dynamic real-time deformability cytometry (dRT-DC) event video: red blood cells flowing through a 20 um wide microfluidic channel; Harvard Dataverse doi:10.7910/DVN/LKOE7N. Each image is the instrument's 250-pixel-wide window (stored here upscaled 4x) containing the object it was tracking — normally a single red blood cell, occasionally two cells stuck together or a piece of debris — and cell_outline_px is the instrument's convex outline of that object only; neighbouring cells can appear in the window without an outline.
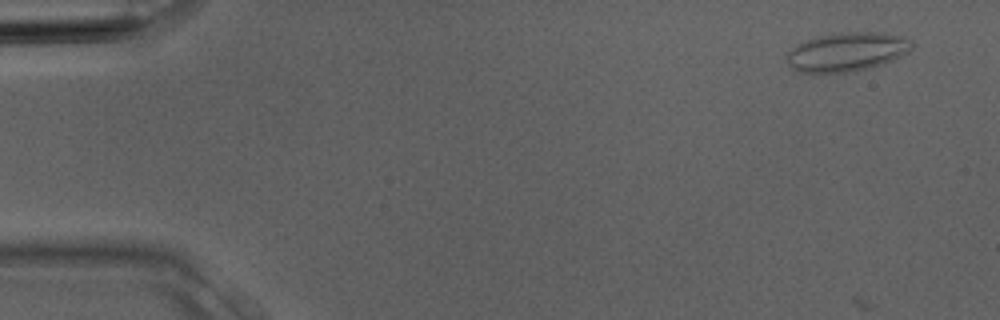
{"species": "Egyptian fruit bat (a non-hibernating species)", "species_latin": "Rousettus aegyptiacus", "temperature_condition": "room temperature", "stored_images_in_passage": 4, "camera_frame_rate_fps": 3000, "um_per_image_px": 0.085, "animal": {"sex": "male"}, "frame": {"image": 1, "passage_image": 1, "time_ms": 0.0, "image_size_px": [1000, 320], "cell_outline_px": [[912, 48], [908, 52], [892, 60], [872, 68], [844, 72], [796, 72], [788, 64], [788, 52], [796, 44], [820, 36], [836, 32], [884, 32], [900, 36], [912, 40]], "centroid_in_image_um": [72.01, 4.4], "position_along_channel_um": 13.0, "area_um2": 28.26}}
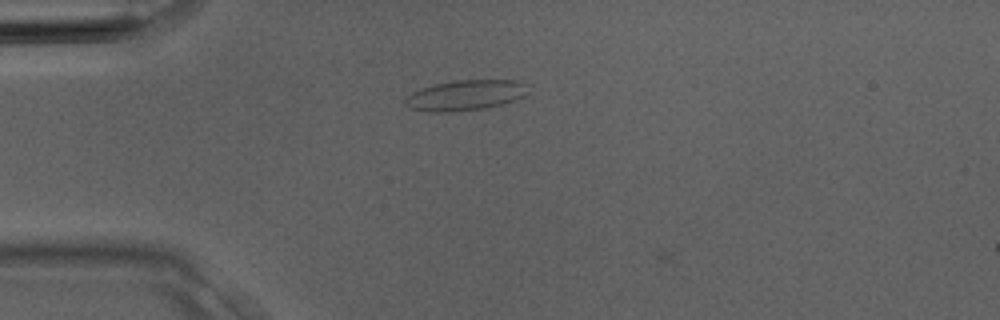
{"frame": {"image": 2, "passage_image": 3, "time_ms": 0.667, "image_size_px": [1000, 320], "cell_outline_px": [[528, 84], [524, 96], [516, 100], [484, 108], [452, 112], [428, 112], [408, 108], [404, 104], [404, 96], [420, 88], [436, 84], [456, 80], [520, 80]], "centroid_in_image_um": [39.51, 8.1], "position_along_channel_um": 45.5, "area_um2": 21.96}}